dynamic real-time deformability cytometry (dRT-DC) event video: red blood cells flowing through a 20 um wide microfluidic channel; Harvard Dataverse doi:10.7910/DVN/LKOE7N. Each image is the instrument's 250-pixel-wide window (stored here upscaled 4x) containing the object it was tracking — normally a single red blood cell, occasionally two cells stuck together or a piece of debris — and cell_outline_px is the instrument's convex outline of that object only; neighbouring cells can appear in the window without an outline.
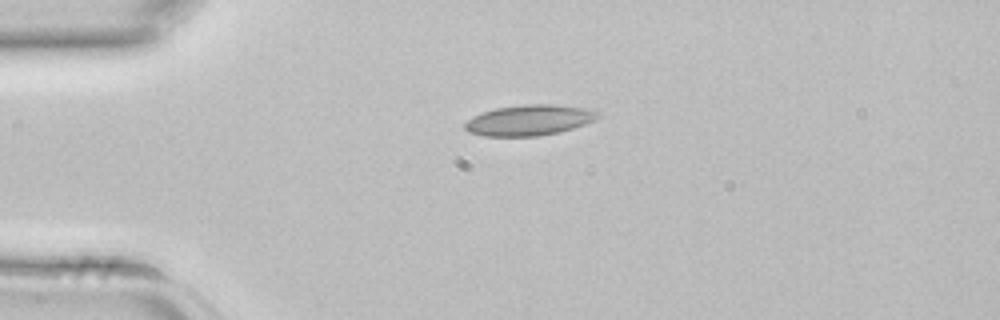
{"species": "common noctule bat (a hibernating species)", "species_latin": "Nyctalus noctula", "temperature_condition": "room temperature", "stored_images_in_passage": 3, "camera_frame_rate_fps": 3000, "um_per_image_px": 0.085, "animal": {"sex": "female", "body_mass_g": 22.7, "forearm_length_mm": 54.2}, "frame": {"image": 1, "passage_image": 1, "time_ms": 0.0, "image_size_px": [1000, 320], "cell_outline_px": [[604, 116], [596, 120], [560, 132], [536, 136], [484, 136], [468, 132], [464, 128], [464, 124], [472, 116], [496, 108], [528, 104], [556, 104], [588, 108], [600, 112]], "centroid_in_image_um": [45.04, 10.21], "position_along_channel_um": 40.0, "area_um2": 23.93}}
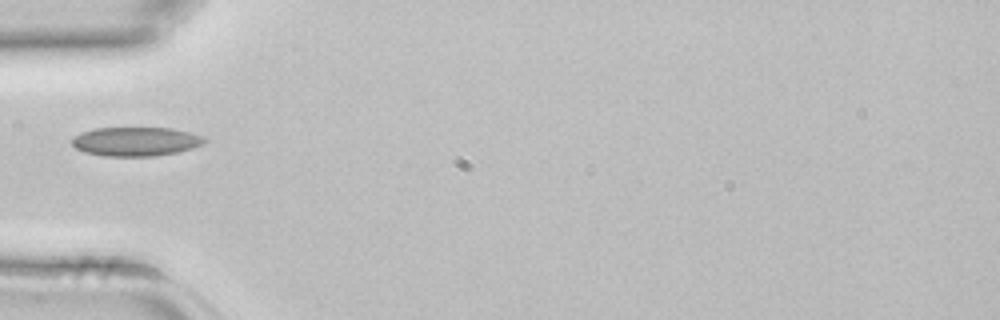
{"frame": {"image": 2, "passage_image": 2, "time_ms": 0.333, "image_size_px": [1000, 320], "cell_outline_px": [[208, 140], [204, 144], [192, 148], [176, 152], [156, 156], [104, 156], [84, 152], [76, 148], [72, 144], [72, 140], [76, 136], [84, 132], [96, 128], [172, 128], [204, 136]], "centroid_in_image_um": [11.59, 12.03], "position_along_channel_um": 73.4, "area_um2": 22.31}}